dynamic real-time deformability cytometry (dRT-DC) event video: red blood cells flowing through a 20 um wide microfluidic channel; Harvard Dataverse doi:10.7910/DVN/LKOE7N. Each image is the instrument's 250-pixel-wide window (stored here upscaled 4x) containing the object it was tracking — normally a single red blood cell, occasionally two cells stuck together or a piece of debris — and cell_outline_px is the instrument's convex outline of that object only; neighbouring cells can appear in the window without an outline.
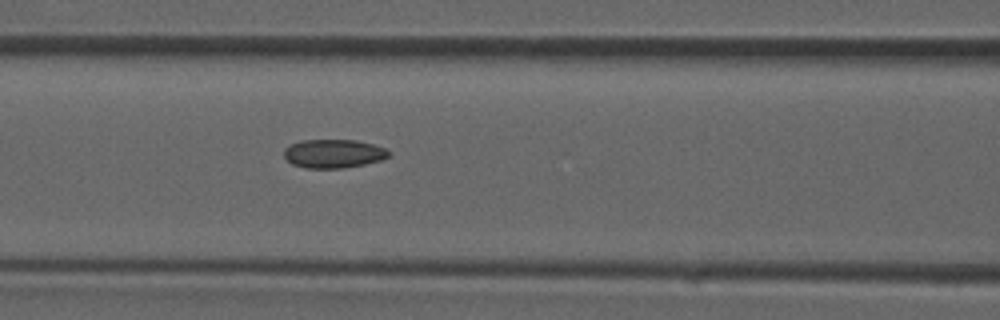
{"species": "common noctule bat (a hibernating species)", "species_latin": "Nyctalus noctula", "temperature_condition": "room temperature", "stored_images_in_passage": 37, "camera_frame_rate_fps": 3000, "um_per_image_px": 0.085, "animal": {"sex": "male", "forearm_length_mm": 52.5}, "frame": {"image": 1, "passage_image": 16, "time_ms": 5.0, "image_size_px": [1000, 320], "cell_outline_px": [[388, 156], [380, 160], [364, 164], [344, 168], [304, 168], [292, 164], [284, 156], [284, 148], [300, 140], [356, 140], [372, 144], [384, 148], [388, 152]], "centroid_in_image_um": [28.3, 13.06], "position_along_channel_um": 138.3, "area_um2": 17.34}}
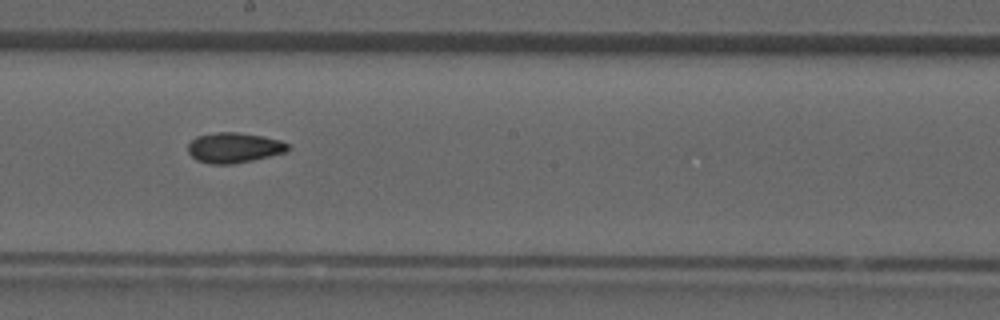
{"frame": {"image": 2, "passage_image": 21, "time_ms": 6.667, "image_size_px": [1000, 320], "cell_outline_px": [[292, 148], [284, 152], [252, 160], [232, 164], [212, 164], [196, 160], [188, 152], [188, 144], [196, 136], [216, 132], [236, 132], [264, 136], [280, 140], [288, 144]], "centroid_in_image_um": [19.88, 12.54], "position_along_channel_um": 228.3, "area_um2": 17.57}}